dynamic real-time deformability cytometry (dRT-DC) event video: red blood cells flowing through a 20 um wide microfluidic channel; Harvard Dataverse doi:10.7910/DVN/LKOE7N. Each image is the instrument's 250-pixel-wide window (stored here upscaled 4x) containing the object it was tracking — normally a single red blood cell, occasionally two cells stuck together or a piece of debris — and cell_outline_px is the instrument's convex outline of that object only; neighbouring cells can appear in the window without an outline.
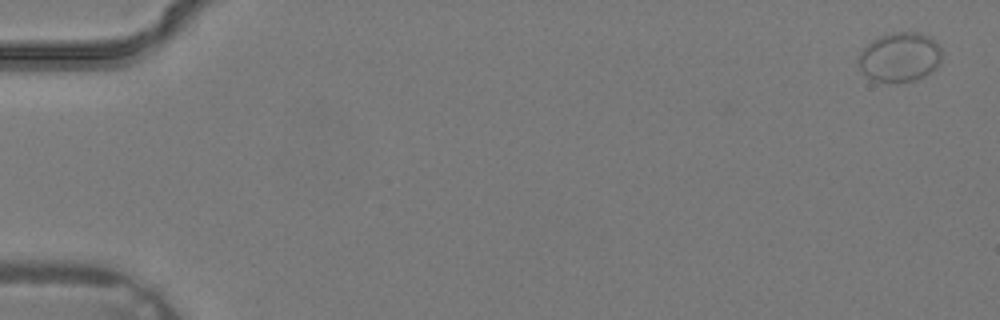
{"species": "common noctule bat (a hibernating species)", "species_latin": "Nyctalus noctula", "temperature_condition": "warm", "stored_images_in_passage": 4, "camera_frame_rate_fps": 3000, "um_per_image_px": 0.085, "animal": {"sex": "male", "body_mass_g": 19.2, "forearm_length_mm": 51.8}, "frame": {"image": 1, "passage_image": 1, "time_ms": 0.0, "image_size_px": [1000, 320], "cell_outline_px": [[940, 64], [932, 72], [916, 80], [872, 80], [860, 72], [856, 64], [856, 60], [860, 52], [872, 40], [880, 36], [892, 32], [916, 32], [928, 36], [936, 40], [940, 48]], "centroid_in_image_um": [76.45, 4.83], "position_along_channel_um": 8.6, "area_um2": 23.99}}
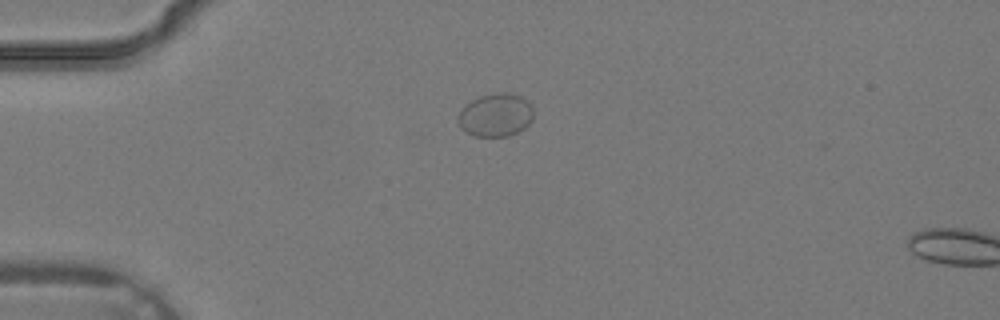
{"frame": {"image": 2, "passage_image": 3, "time_ms": 0.667, "image_size_px": [1000, 320], "cell_outline_px": [[532, 120], [524, 128], [508, 136], [472, 136], [460, 128], [456, 120], [460, 112], [472, 100], [480, 96], [504, 92], [520, 96], [532, 108]], "centroid_in_image_um": [42.09, 9.81], "position_along_channel_um": 42.9, "area_um2": 18.61}}